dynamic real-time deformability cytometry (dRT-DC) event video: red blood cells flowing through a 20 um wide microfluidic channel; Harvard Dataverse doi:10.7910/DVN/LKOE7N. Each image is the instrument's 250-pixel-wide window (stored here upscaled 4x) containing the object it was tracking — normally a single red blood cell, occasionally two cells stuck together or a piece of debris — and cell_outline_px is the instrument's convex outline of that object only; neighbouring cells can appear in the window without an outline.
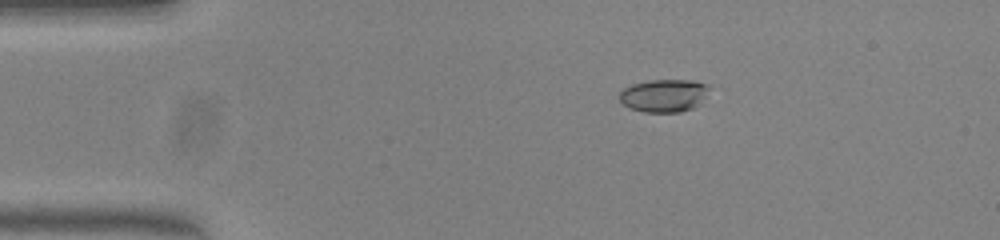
{"species": "common noctule bat (a hibernating species)", "species_latin": "Nyctalus noctula", "temperature_condition": "warm", "stored_images_in_passage": 44, "camera_frame_rate_fps": 3000, "um_per_image_px": 0.085, "animal": {"sex": "female", "body_mass_g": 23.0, "forearm_length_mm": 53.4}, "frame": {"image": 1, "passage_image": 2, "time_ms": 0.333, "image_size_px": [1000, 240], "cell_outline_px": [[708, 88], [696, 104], [692, 108], [680, 112], [644, 112], [628, 108], [620, 100], [620, 92], [624, 88], [632, 84], [652, 80], [692, 80], [708, 84]], "centroid_in_image_um": [56.37, 8.12], "position_along_channel_um": 28.6, "area_um2": 16.76}}
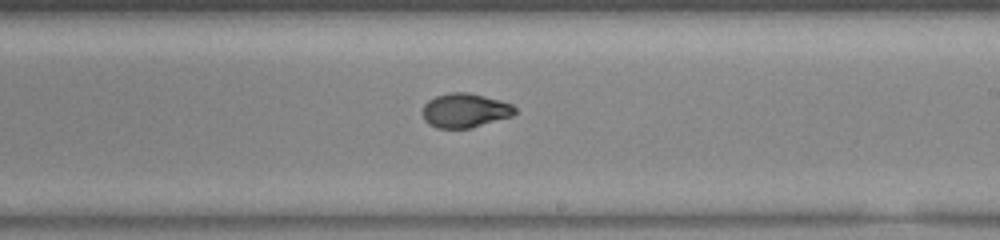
{"frame": {"image": 2, "passage_image": 23, "time_ms": 7.333, "image_size_px": [1000, 240], "cell_outline_px": [[516, 112], [512, 116], [472, 128], [436, 128], [428, 124], [424, 120], [424, 104], [428, 100], [436, 96], [448, 92], [468, 92], [484, 96], [512, 104], [516, 108]], "centroid_in_image_um": [39.52, 9.39], "position_along_channel_um": 249.5, "area_um2": 18.44}}
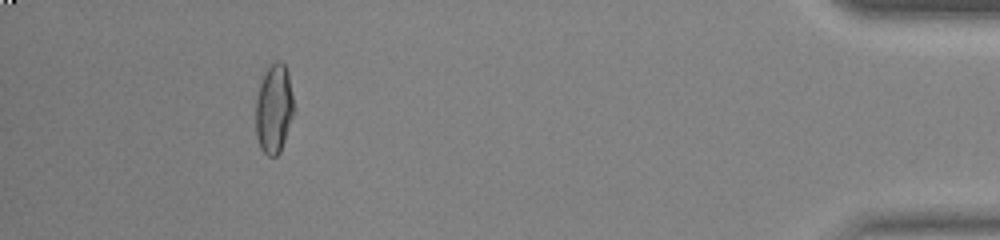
{"frame": {"image": 3, "passage_image": 40, "time_ms": 13.0, "image_size_px": [1000, 240], "cell_outline_px": [[292, 116], [280, 152], [276, 156], [268, 156], [260, 148], [256, 136], [256, 96], [264, 72], [276, 60], [280, 60], [284, 64], [288, 72], [292, 96]], "centroid_in_image_um": [23.25, 9.24], "position_along_channel_um": 411.9, "area_um2": 19.48}, "authors_computed_cell_mechanics": {"area_um2": 18.9006, "velocity_mm_per_s": 3.995, "shape_relaxation_time_tau1_ms": 7.9411, "shape_relaxation_time_tau2_ms": 0.9256, "deformation_change_tau1": 0.2784, "deformation_change_tau2": 0.0443}}